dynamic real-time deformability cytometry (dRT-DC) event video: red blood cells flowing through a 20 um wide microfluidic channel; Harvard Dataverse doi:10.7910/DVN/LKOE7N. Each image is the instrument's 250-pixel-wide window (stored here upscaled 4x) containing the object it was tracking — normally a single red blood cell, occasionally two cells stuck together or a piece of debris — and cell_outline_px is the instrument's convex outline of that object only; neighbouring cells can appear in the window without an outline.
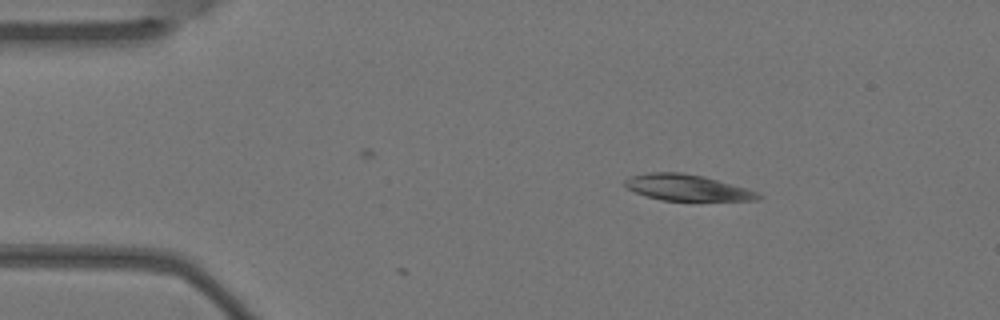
{"species": "Egyptian fruit bat (a non-hibernating species)", "species_latin": "Rousettus aegyptiacus", "temperature_condition": "warm", "stored_images_in_passage": 3, "camera_frame_rate_fps": 3000, "um_per_image_px": 0.085, "animal": {"sex": "female"}, "frame": {"image": 1, "passage_image": 1, "time_ms": 0.0, "image_size_px": [1000, 320], "cell_outline_px": [[764, 196], [760, 200], [660, 200], [644, 196], [628, 188], [624, 184], [624, 180], [632, 176], [648, 172], [680, 172], [704, 176], [748, 188], [760, 192]], "centroid_in_image_um": [58.45, 15.94], "position_along_channel_um": 26.5, "area_um2": 20.4}}
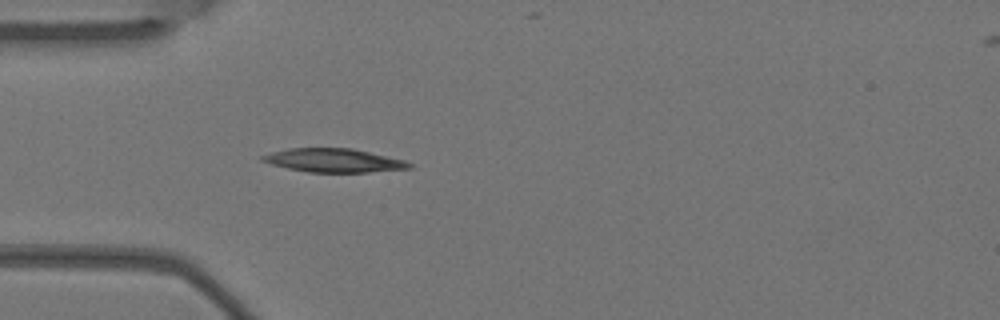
{"frame": {"image": 2, "passage_image": 3, "time_ms": 0.667, "image_size_px": [1000, 320], "cell_outline_px": [[412, 168], [368, 172], [308, 172], [288, 168], [272, 164], [260, 160], [260, 156], [272, 152], [288, 148], [352, 148], [404, 160], [412, 164]], "centroid_in_image_um": [28.35, 13.63], "position_along_channel_um": 56.6, "area_um2": 20.06}}